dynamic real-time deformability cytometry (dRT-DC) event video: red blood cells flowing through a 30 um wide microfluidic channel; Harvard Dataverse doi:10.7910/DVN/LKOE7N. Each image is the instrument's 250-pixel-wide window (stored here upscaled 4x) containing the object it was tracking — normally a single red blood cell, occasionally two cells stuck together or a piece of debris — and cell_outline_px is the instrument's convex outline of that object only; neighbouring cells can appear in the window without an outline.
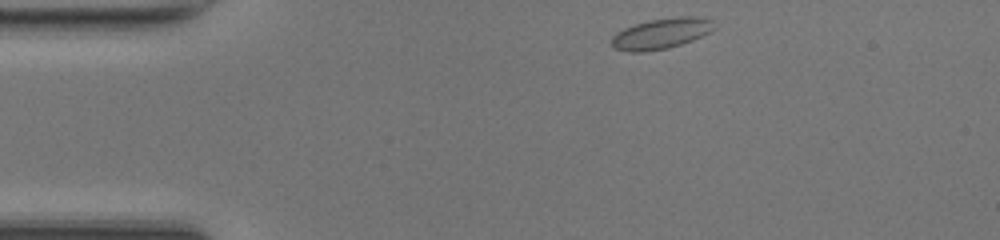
{"species": "common noctule bat (a hibernating species)", "species_latin": "Nyctalus noctula", "temperature_condition": "room temperature", "stored_images_in_passage": 42, "camera_frame_rate_fps": 3000, "um_per_image_px": 0.085, "animal": {"sex": "female", "body_mass_g": 17.0, "forearm_length_mm": 48.0}, "frame": {"image": 1, "passage_image": 1, "time_ms": 0.0, "image_size_px": [1000, 240], "cell_outline_px": [[716, 28], [692, 40], [668, 48], [644, 52], [628, 52], [612, 48], [612, 36], [616, 32], [624, 28], [648, 20], [680, 16], [700, 16], [712, 20]], "centroid_in_image_um": [56.18, 2.85], "position_along_channel_um": 28.8, "area_um2": 18.38}}
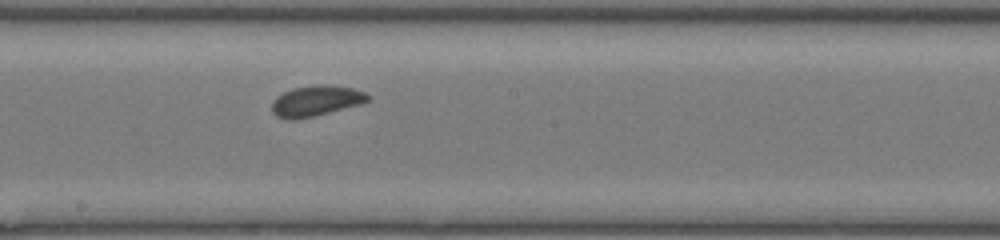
{"frame": {"image": 2, "passage_image": 19, "time_ms": 6.0, "image_size_px": [1000, 240], "cell_outline_px": [[372, 96], [368, 100], [360, 104], [296, 120], [288, 120], [276, 116], [272, 112], [272, 100], [276, 96], [292, 88], [316, 84], [328, 84], [352, 88], [364, 92]], "centroid_in_image_um": [26.82, 8.56], "position_along_channel_um": 221.4, "area_um2": 17.17}}
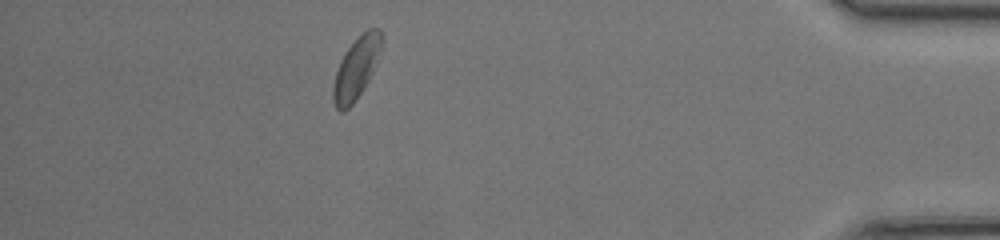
{"frame": {"image": 3, "passage_image": 36, "time_ms": 11.667, "image_size_px": [1000, 240], "cell_outline_px": [[380, 52], [376, 64], [368, 80], [352, 104], [344, 112], [340, 112], [336, 108], [332, 100], [332, 88], [336, 72], [340, 60], [344, 52], [368, 28], [380, 28]], "centroid_in_image_um": [30.24, 5.84], "position_along_channel_um": 405.0, "area_um2": 16.94}, "authors_computed_cell_mechanics": {"area_um2": 16.9354, "velocity_mm_per_s": 4.1745, "shape_relaxation_time_tau1_ms": 3.6986, "shape_relaxation_time_tau2_ms": 1.976, "deformation_change_tau1": 0.1214, "deformation_change_tau2": 0.0615}}